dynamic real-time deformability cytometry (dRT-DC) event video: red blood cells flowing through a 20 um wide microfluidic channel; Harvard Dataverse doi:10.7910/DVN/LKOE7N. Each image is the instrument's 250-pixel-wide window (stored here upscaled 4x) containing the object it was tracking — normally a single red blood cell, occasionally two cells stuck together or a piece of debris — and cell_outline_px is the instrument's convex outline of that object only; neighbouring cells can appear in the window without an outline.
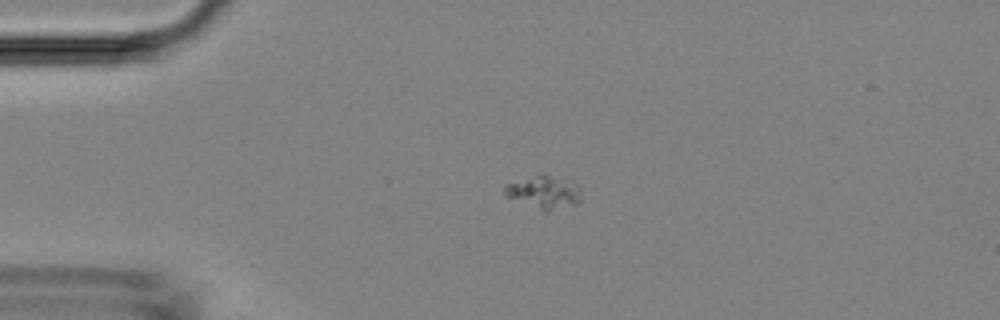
{"species": "Egyptian fruit bat (a non-hibernating species)", "species_latin": "Rousettus aegyptiacus", "temperature_condition": "room temperature", "stored_images_in_passage": 4, "camera_frame_rate_fps": 3000, "um_per_image_px": 0.085, "animal": {"sex": "female"}, "frame": {"image": 1, "passage_image": 2, "time_ms": 1.0, "image_size_px": [1000, 320], "cell_outline_px": [[580, 200], [576, 204], [544, 212], [508, 196], [504, 192], [504, 184], [536, 176], [548, 176], [576, 184], [580, 192]], "centroid_in_image_um": [46.22, 16.38], "position_along_channel_um": 38.8, "area_um2": 13.87}}